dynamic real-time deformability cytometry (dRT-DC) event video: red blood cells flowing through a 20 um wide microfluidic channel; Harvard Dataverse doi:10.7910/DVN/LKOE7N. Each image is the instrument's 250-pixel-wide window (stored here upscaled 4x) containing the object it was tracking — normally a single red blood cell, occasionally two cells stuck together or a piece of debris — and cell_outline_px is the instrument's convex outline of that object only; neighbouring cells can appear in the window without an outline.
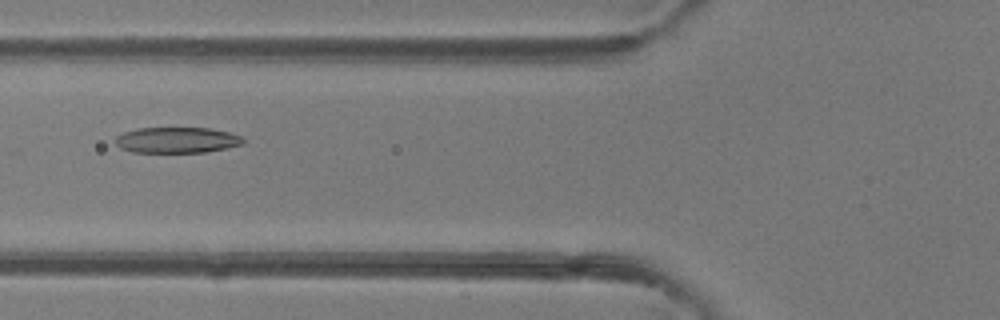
{"species": "common noctule bat (a hibernating species)", "species_latin": "Nyctalus noctula", "temperature_condition": "room temperature", "stored_images_in_passage": 48, "camera_frame_rate_fps": 3000, "um_per_image_px": 0.085, "animal": {"sex": "female"}, "frame": {"image": 1, "passage_image": 18, "time_ms": 5.667, "image_size_px": [1000, 320], "cell_outline_px": [[244, 144], [228, 148], [204, 152], [132, 152], [120, 148], [116, 144], [116, 136], [124, 132], [136, 128], [212, 128], [228, 132], [240, 136], [244, 140]], "centroid_in_image_um": [15.04, 11.9], "position_along_channel_um": 110.8, "area_um2": 19.25}}
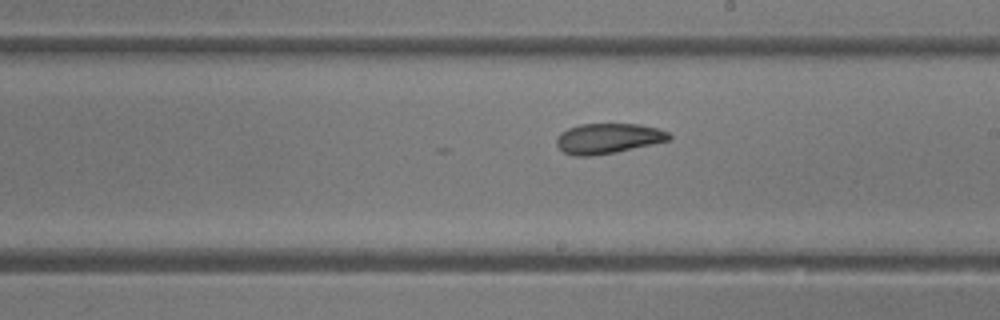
{"frame": {"image": 2, "passage_image": 27, "time_ms": 8.667, "image_size_px": [1000, 320], "cell_outline_px": [[672, 140], [616, 152], [588, 156], [572, 156], [564, 152], [556, 144], [556, 136], [560, 132], [568, 128], [580, 124], [640, 124], [656, 128], [668, 132], [672, 136]], "centroid_in_image_um": [51.68, 11.76], "position_along_channel_um": 237.3, "area_um2": 19.94}}
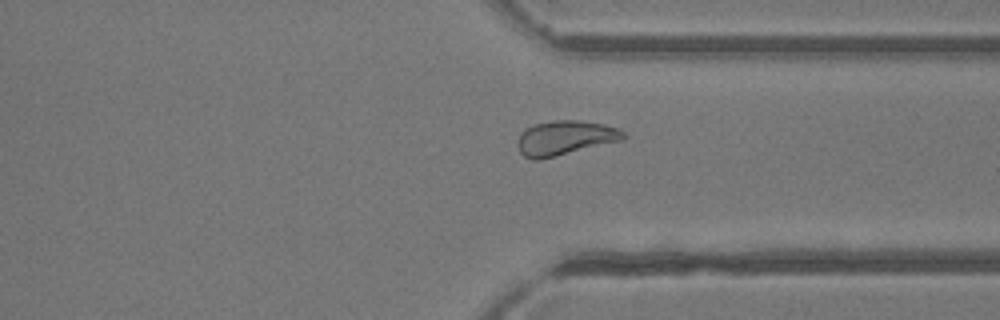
{"frame": {"image": 3, "passage_image": 36, "time_ms": 11.667, "image_size_px": [1000, 320], "cell_outline_px": [[624, 136], [620, 140], [536, 160], [532, 160], [524, 156], [520, 152], [516, 144], [516, 140], [520, 132], [532, 124], [552, 120], [580, 120], [604, 124], [620, 128], [624, 132]], "centroid_in_image_um": [47.95, 11.69], "position_along_channel_um": 363.5, "area_um2": 21.1}, "authors_computed_cell_mechanics": {"area_um2": 21.7039, "velocity_mm_per_s": 4.2137, "shape_relaxation_time_tau1_ms": 6.2139, "shape_relaxation_time_tau2_ms": 2.0205, "deformation_change_tau1": 0.1797, "deformation_change_tau2": 0.0889}}